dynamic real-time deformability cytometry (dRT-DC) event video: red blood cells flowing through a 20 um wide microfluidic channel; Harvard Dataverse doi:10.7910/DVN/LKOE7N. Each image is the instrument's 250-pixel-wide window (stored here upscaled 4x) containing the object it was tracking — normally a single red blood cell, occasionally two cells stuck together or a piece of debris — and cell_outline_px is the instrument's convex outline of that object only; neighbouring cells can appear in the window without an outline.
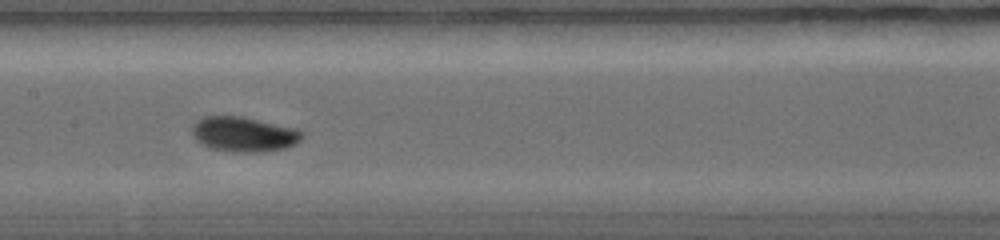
{"species": "common noctule bat (a hibernating species)", "species_latin": "Nyctalus noctula", "temperature_condition": "warm", "stored_images_in_passage": 12, "camera_frame_rate_fps": 5000, "um_per_image_px": 0.085, "animal": {"sex": "female", "body_mass_g": 19.0, "forearm_length_mm": 56.7}, "frame": {"image": 1, "passage_image": 6, "time_ms": 4.4, "image_size_px": [1000, 240], "cell_outline_px": [[304, 136], [296, 144], [284, 148], [252, 152], [236, 152], [208, 148], [196, 140], [192, 136], [192, 124], [200, 116], [244, 116], [296, 128], [304, 132]], "centroid_in_image_um": [20.7, 11.39], "position_along_channel_um": 186.7, "area_um2": 22.66}}
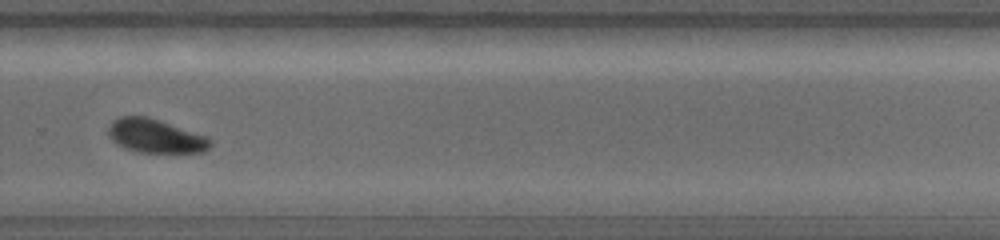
{"frame": {"image": 2, "passage_image": 9, "time_ms": 7.0, "image_size_px": [1000, 240], "cell_outline_px": [[212, 144], [204, 152], [136, 152], [124, 148], [116, 144], [108, 136], [108, 124], [112, 120], [120, 116], [148, 116], [208, 136], [212, 140]], "centroid_in_image_um": [13.19, 11.55], "position_along_channel_um": 316.6, "area_um2": 20.35}}
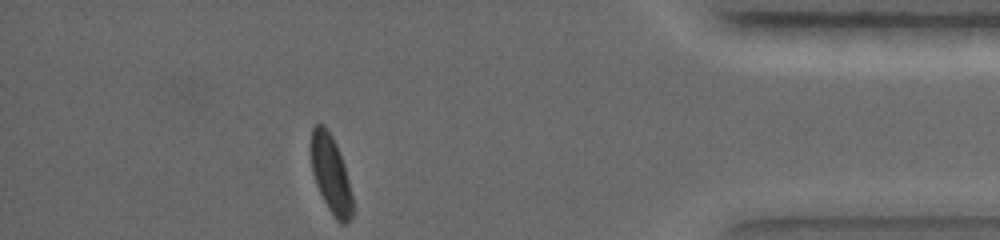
{"frame": {"image": 3, "passage_image": 12, "time_ms": 9.6, "image_size_px": [1000, 240], "cell_outline_px": [[356, 208], [352, 216], [344, 224], [340, 224], [336, 220], [328, 208], [316, 184], [312, 172], [312, 128], [316, 124], [324, 124], [332, 136], [336, 144], [344, 164], [356, 204]], "centroid_in_image_um": [28.18, 14.88], "position_along_channel_um": 407.0, "area_um2": 19.02}}